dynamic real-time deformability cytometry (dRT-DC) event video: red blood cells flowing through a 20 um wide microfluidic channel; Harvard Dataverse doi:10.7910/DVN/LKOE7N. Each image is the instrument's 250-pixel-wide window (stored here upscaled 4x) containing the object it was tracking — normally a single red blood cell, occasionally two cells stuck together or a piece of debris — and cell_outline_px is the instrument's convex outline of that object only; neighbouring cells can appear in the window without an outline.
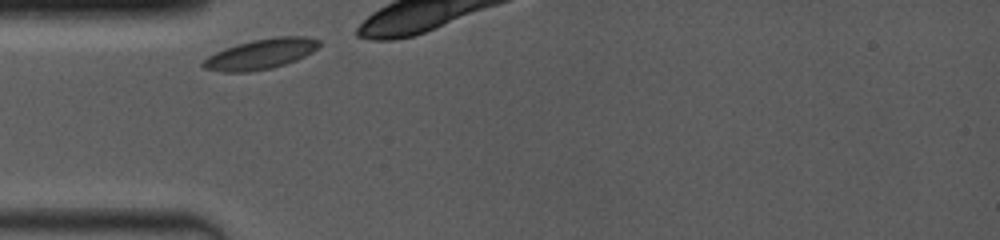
{"species": "common noctule bat (a hibernating species)", "species_latin": "Nyctalus noctula", "temperature_condition": "room temperature", "stored_images_in_passage": 4, "camera_frame_rate_fps": 4000, "um_per_image_px": 0.085, "animal": {"sex": "female", "body_mass_g": 19.0, "forearm_length_mm": 53.3}, "frame": {"image": 1, "passage_image": 1, "time_ms": 0.0, "image_size_px": [1000, 240], "cell_outline_px": [[320, 44], [312, 52], [296, 60], [272, 68], [248, 72], [220, 72], [204, 68], [200, 64], [208, 56], [224, 48], [236, 44], [252, 40], [276, 36], [304, 36], [320, 40]], "centroid_in_image_um": [22.14, 4.59], "position_along_channel_um": 62.9, "area_um2": 20.46}}